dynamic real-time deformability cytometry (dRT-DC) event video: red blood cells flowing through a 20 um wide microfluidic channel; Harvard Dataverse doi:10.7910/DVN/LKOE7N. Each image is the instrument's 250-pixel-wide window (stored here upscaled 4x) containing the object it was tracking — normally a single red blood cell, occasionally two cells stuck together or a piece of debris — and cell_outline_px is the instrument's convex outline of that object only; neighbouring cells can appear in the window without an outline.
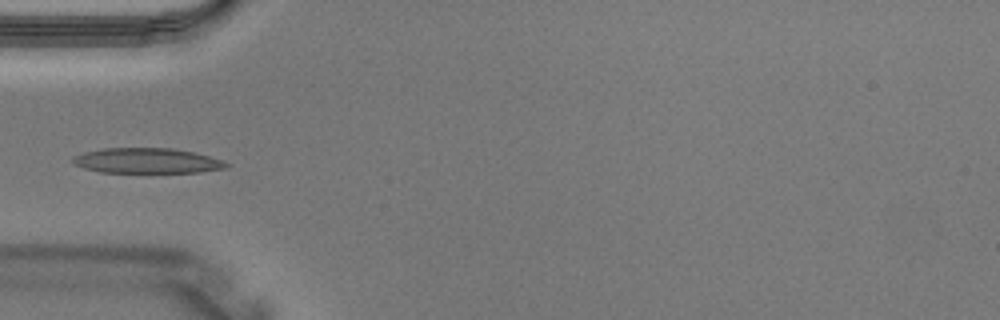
{"species": "Egyptian fruit bat (a non-hibernating species)", "species_latin": "Rousettus aegyptiacus", "temperature_condition": "warm", "stored_images_in_passage": 3, "camera_frame_rate_fps": 3000, "um_per_image_px": 0.085, "animal": {"sex": "male"}, "frame": {"image": 1, "passage_image": 3, "time_ms": 0.667, "image_size_px": [1000, 320], "cell_outline_px": [[228, 168], [200, 172], [100, 172], [84, 168], [76, 164], [72, 160], [72, 156], [84, 152], [104, 148], [172, 148], [192, 152], [208, 156], [220, 160], [228, 164]], "centroid_in_image_um": [12.47, 13.66], "position_along_channel_um": 72.5, "area_um2": 22.31}}